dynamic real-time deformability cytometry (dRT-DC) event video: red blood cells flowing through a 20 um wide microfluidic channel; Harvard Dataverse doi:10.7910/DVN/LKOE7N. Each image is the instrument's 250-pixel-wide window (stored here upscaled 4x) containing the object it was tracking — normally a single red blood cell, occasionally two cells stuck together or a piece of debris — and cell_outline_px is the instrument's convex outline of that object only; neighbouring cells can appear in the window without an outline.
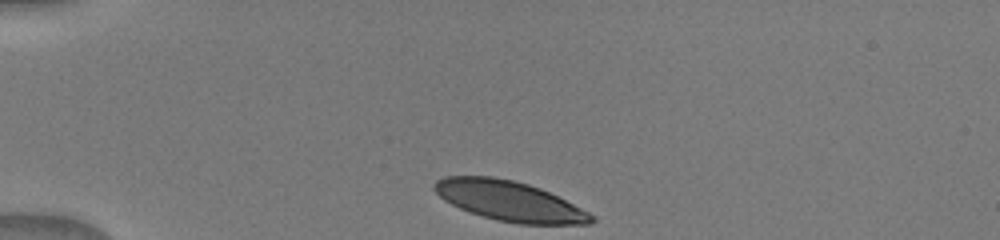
{"species": "human", "species_latin": "Homo sapiens", "temperature_condition": "warm", "stored_images_in_passage": 3, "camera_frame_rate_fps": 3000, "um_per_image_px": 0.085, "donor": {"sex": "male"}, "frame": {"image": 1, "passage_image": 1, "time_ms": 0.0, "image_size_px": [1000, 240], "cell_outline_px": [[596, 220], [592, 224], [516, 224], [496, 220], [460, 208], [444, 200], [432, 188], [436, 180], [444, 176], [492, 176], [512, 180], [528, 184], [540, 188], [596, 216]], "centroid_in_image_um": [43.29, 17.09], "position_along_channel_um": 41.7, "area_um2": 36.3}}